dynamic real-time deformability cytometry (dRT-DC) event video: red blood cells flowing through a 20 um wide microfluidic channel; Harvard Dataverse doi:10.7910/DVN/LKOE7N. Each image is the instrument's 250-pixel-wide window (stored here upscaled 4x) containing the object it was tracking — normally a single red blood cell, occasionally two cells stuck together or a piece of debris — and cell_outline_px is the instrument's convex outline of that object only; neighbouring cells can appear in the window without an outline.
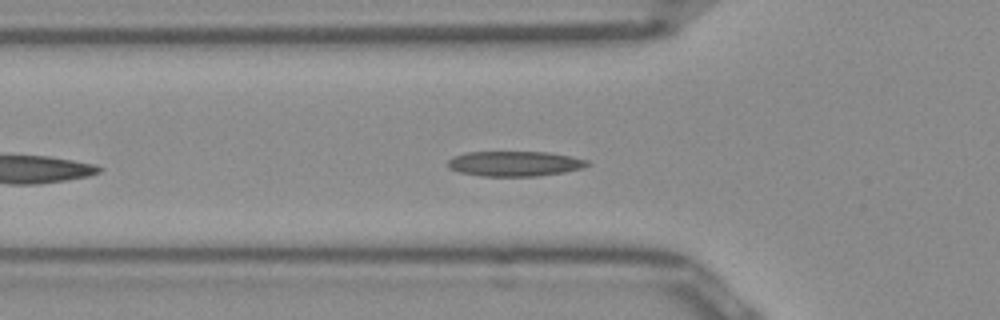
{"species": "Egyptian fruit bat (a non-hibernating species)", "species_latin": "Rousettus aegyptiacus", "temperature_condition": "room temperature", "stored_images_in_passage": 18, "camera_frame_rate_fps": 3000, "um_per_image_px": 0.085, "frame": {"image": 1, "passage_image": 8, "time_ms": 2.333, "image_size_px": [1000, 320], "cell_outline_px": [[592, 164], [584, 168], [564, 172], [536, 176], [480, 176], [460, 172], [448, 168], [448, 160], [452, 156], [468, 152], [548, 152], [572, 156], [588, 160]], "centroid_in_image_um": [43.78, 13.91], "position_along_channel_um": 82.0, "area_um2": 20.58}}
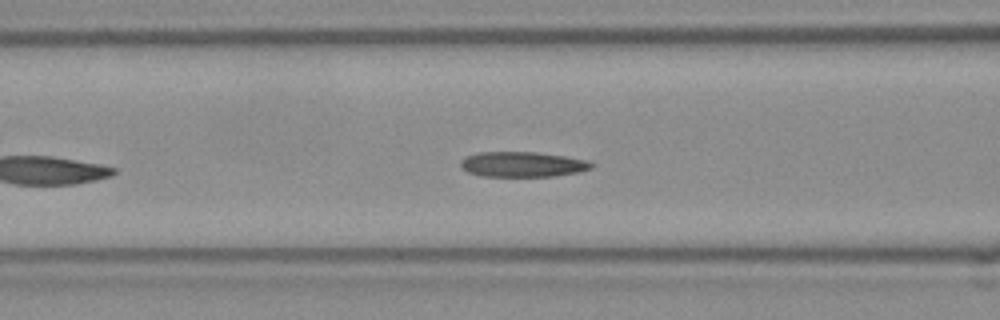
{"frame": {"image": 2, "passage_image": 11, "time_ms": 3.333, "image_size_px": [1000, 320], "cell_outline_px": [[592, 168], [580, 172], [556, 176], [480, 176], [468, 172], [460, 168], [460, 160], [464, 156], [476, 152], [536, 152], [564, 156], [588, 160], [592, 164]], "centroid_in_image_um": [44.36, 13.96], "position_along_channel_um": 122.2, "area_um2": 19.42}}